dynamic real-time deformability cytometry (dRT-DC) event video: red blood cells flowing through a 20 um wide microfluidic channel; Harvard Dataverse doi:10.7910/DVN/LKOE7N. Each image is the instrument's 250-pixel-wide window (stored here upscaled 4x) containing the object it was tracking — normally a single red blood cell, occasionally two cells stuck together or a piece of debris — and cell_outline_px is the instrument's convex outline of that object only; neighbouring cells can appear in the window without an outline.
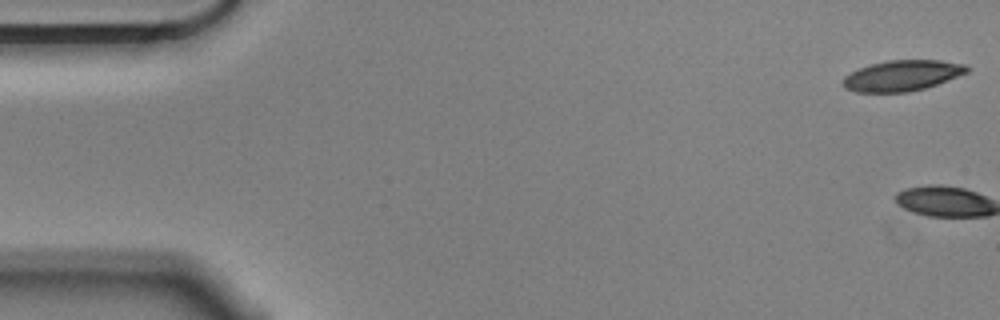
{"species": "Egyptian fruit bat (a non-hibernating species)", "species_latin": "Rousettus aegyptiacus", "temperature_condition": "cold", "stored_images_in_passage": 3, "camera_frame_rate_fps": 3000, "um_per_image_px": 0.085, "animal": {"sex": "male"}, "frame": {"image": 1, "passage_image": 1, "time_ms": 0.0, "image_size_px": [1000, 320], "cell_outline_px": [[972, 68], [968, 72], [936, 84], [924, 88], [908, 92], [856, 92], [844, 88], [840, 80], [844, 76], [860, 68], [872, 64], [888, 60], [940, 60], [964, 64]], "centroid_in_image_um": [76.67, 6.42], "position_along_channel_um": 8.3, "area_um2": 22.14}}